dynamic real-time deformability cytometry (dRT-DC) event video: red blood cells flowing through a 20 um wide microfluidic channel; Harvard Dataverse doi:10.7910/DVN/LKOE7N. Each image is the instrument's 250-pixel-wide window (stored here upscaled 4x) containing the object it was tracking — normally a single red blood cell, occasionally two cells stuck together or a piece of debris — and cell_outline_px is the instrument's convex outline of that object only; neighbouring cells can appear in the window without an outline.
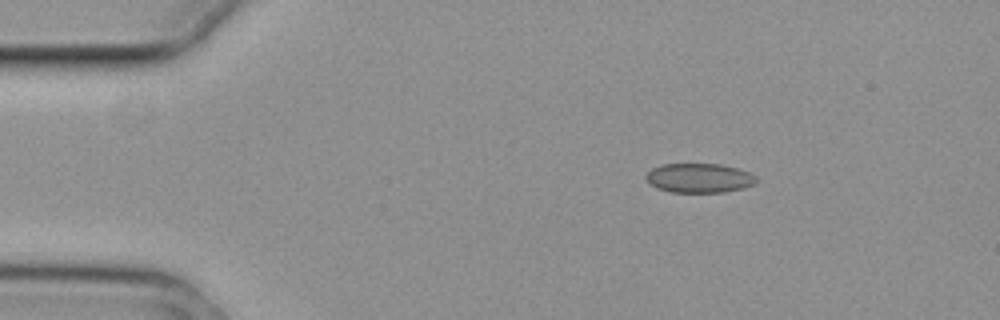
{"species": "common noctule bat (a hibernating species)", "species_latin": "Nyctalus noctula", "temperature_condition": "cold", "stored_images_in_passage": 47, "camera_frame_rate_fps": 3000, "um_per_image_px": 0.085, "animal": {"sex": "female", "body_mass_g": 29.2, "forearm_length_mm": 56.3}, "frame": {"image": 1, "passage_image": 1, "time_ms": 0.0, "image_size_px": [1000, 320], "cell_outline_px": [[756, 180], [752, 184], [744, 188], [724, 192], [672, 192], [656, 188], [648, 184], [644, 176], [652, 168], [660, 164], [720, 164], [736, 168], [748, 172], [756, 176]], "centroid_in_image_um": [59.37, 15.13], "position_along_channel_um": 25.6, "area_um2": 18.9}}
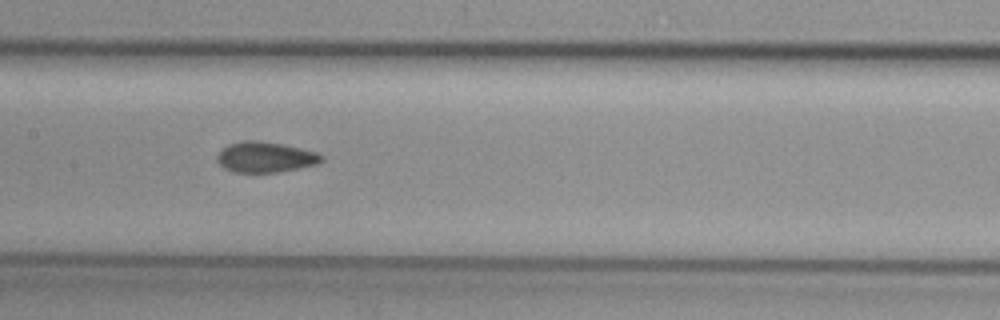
{"frame": {"image": 2, "passage_image": 19, "time_ms": 6.0, "image_size_px": [1000, 320], "cell_outline_px": [[324, 160], [316, 164], [276, 172], [232, 172], [224, 168], [216, 160], [216, 156], [228, 144], [244, 140], [256, 140], [280, 144], [300, 148], [316, 152], [324, 156]], "centroid_in_image_um": [22.53, 13.35], "position_along_channel_um": 184.9, "area_um2": 18.38}}
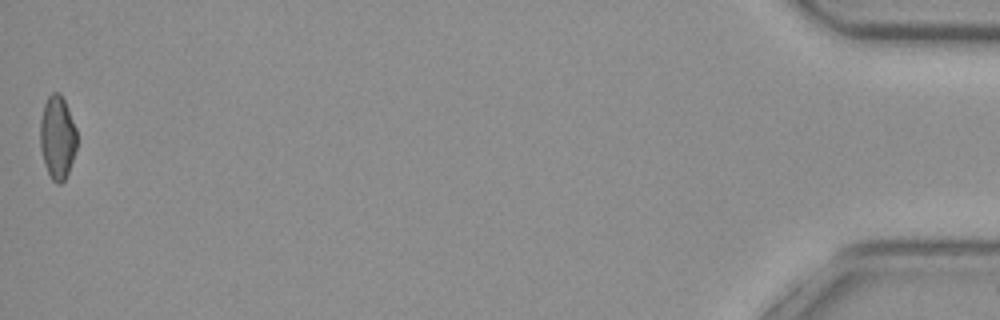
{"frame": {"image": 3, "passage_image": 47, "time_ms": 15.333, "image_size_px": [1000, 320], "cell_outline_px": [[76, 148], [68, 172], [64, 180], [60, 184], [56, 184], [52, 180], [44, 164], [40, 148], [40, 120], [44, 104], [48, 96], [52, 92], [60, 92], [68, 108], [76, 128]], "centroid_in_image_um": [4.86, 11.67], "position_along_channel_um": 430.3, "area_um2": 17.86}, "authors_computed_cell_mechanics": {"area_um2": 18.6694, "velocity_mm_per_s": 3.7379, "shape_relaxation_time_tau1_ms": null, "shape_relaxation_time_tau2_ms": 2.5506, "deformation_change_tau1": null, "deformation_change_tau2": 0.0797}}